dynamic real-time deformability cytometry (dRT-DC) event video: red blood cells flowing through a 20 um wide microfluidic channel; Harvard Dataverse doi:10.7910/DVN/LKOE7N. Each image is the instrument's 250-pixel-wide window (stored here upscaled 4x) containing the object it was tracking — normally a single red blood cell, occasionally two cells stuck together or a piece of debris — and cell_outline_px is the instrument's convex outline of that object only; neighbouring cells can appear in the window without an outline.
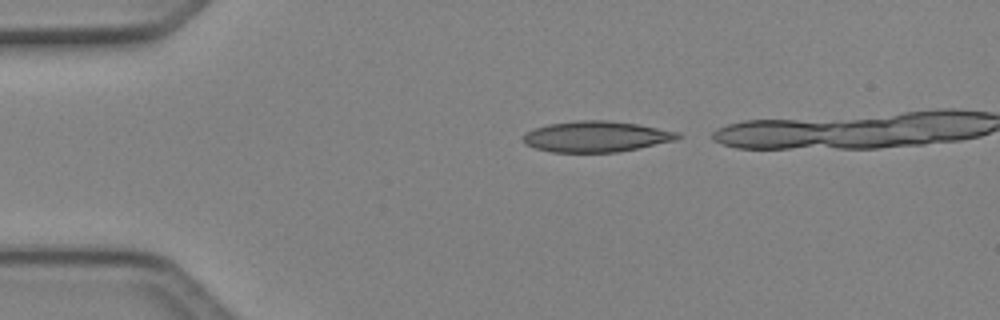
{"species": "Egyptian fruit bat (a non-hibernating species)", "species_latin": "Rousettus aegyptiacus", "temperature_condition": "cold", "stored_images_in_passage": 3, "camera_frame_rate_fps": 3000, "um_per_image_px": 0.085, "animal": {"sex": "female"}, "frame": {"image": 1, "passage_image": 1, "time_ms": 0.0, "image_size_px": [1000, 320], "cell_outline_px": [[684, 136], [676, 140], [620, 152], [552, 152], [536, 148], [524, 144], [524, 132], [548, 124], [572, 120], [608, 120], [636, 124], [680, 132]], "centroid_in_image_um": [50.7, 11.6], "position_along_channel_um": 34.3, "area_um2": 27.92}}